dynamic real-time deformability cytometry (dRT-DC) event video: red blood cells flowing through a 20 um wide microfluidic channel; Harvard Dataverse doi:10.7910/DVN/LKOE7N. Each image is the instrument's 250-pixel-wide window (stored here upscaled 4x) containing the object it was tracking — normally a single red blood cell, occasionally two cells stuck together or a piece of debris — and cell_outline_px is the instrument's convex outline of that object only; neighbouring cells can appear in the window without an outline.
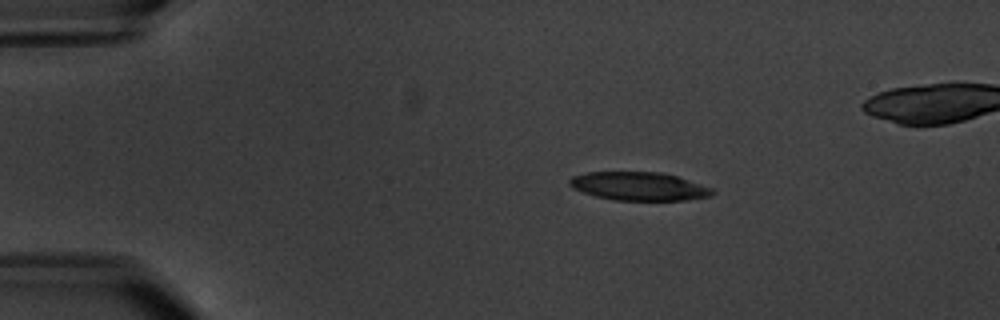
{"species": "common noctule bat (a hibernating species)", "species_latin": "Nyctalus noctula", "temperature_condition": "warm", "stored_images_in_passage": 5, "camera_frame_rate_fps": 3000, "um_per_image_px": 0.085, "animal": {"sex": "male", "body_mass_g": 20.1, "forearm_length_mm": 53.5}, "frame": {"image": 1, "passage_image": 2, "time_ms": 1.333, "image_size_px": [1000, 320], "cell_outline_px": [[716, 192], [712, 196], [688, 200], [612, 200], [596, 196], [572, 188], [568, 184], [568, 180], [572, 176], [588, 172], [660, 172], [676, 176], [712, 188]], "centroid_in_image_um": [54.31, 15.83], "position_along_channel_um": 30.7, "area_um2": 23.64}}